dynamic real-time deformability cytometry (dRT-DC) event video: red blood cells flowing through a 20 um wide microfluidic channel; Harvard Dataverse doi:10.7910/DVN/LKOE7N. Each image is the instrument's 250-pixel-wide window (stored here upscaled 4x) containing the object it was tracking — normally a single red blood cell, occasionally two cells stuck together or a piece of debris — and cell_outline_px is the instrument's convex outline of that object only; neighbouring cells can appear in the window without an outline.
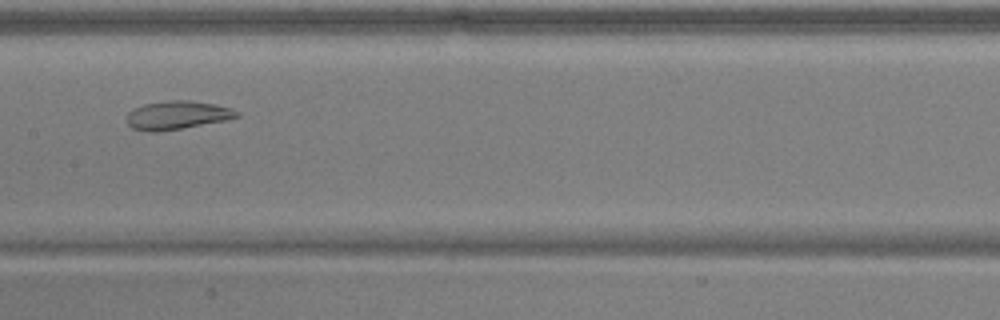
{"species": "common noctule bat (a hibernating species)", "species_latin": "Nyctalus noctula", "temperature_condition": "warm", "stored_images_in_passage": 46, "camera_frame_rate_fps": 3000, "um_per_image_px": 0.085, "animal": {"sex": "male", "body_mass_g": 17.9, "forearm_length_mm": 54.2}, "frame": {"image": 1, "passage_image": 21, "time_ms": 6.667, "image_size_px": [1000, 320], "cell_outline_px": [[240, 116], [228, 120], [156, 132], [148, 132], [132, 128], [128, 124], [128, 112], [132, 108], [144, 104], [168, 100], [188, 100], [216, 104], [232, 108], [240, 112]], "centroid_in_image_um": [15.08, 9.78], "position_along_channel_um": 192.3, "area_um2": 18.32}}
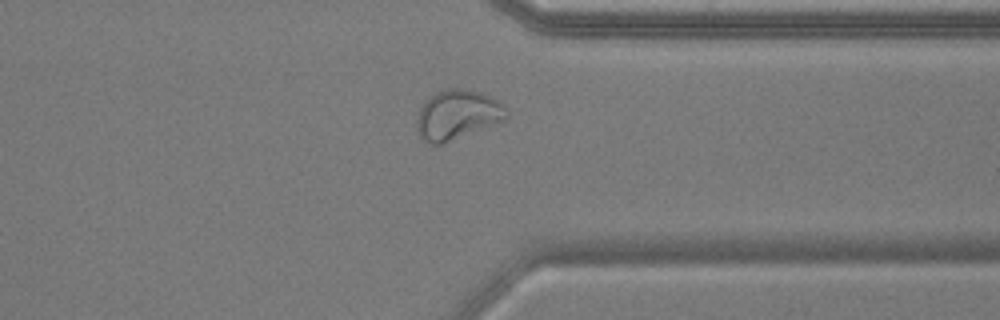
{"frame": {"image": 2, "passage_image": 35, "time_ms": 11.333, "image_size_px": [1000, 320], "cell_outline_px": [[508, 116], [504, 120], [440, 144], [432, 144], [424, 140], [420, 136], [416, 128], [416, 120], [420, 108], [424, 100], [428, 96], [436, 92], [448, 88], [464, 88], [480, 92], [496, 100], [508, 112]], "centroid_in_image_um": [38.82, 9.73], "position_along_channel_um": 372.6, "area_um2": 25.55}}
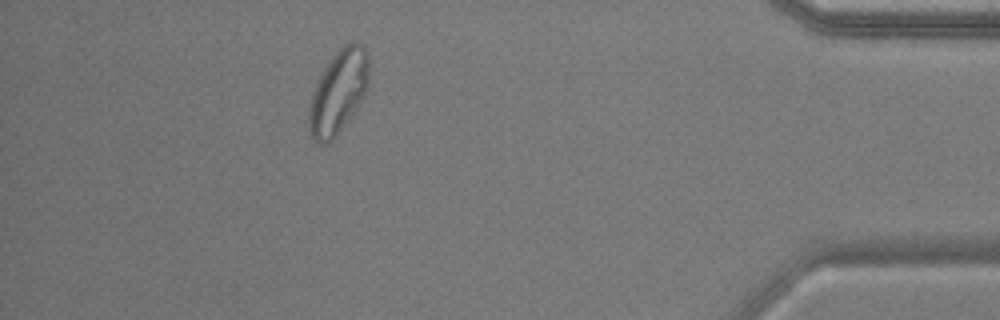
{"frame": {"image": 3, "passage_image": 41, "time_ms": 13.333, "image_size_px": [1000, 320], "cell_outline_px": [[368, 88], [364, 96], [352, 116], [336, 136], [332, 140], [324, 144], [320, 144], [312, 140], [308, 128], [308, 112], [312, 92], [328, 60], [348, 40], [352, 40], [360, 44], [368, 52]], "centroid_in_image_um": [28.75, 7.82], "position_along_channel_um": 406.4, "area_um2": 29.54}, "authors_computed_cell_mechanics": {"area_um2": 23.7558, "velocity_mm_per_s": 3.8983, "shape_relaxation_time_tau1_ms": null, "shape_relaxation_time_tau2_ms": 1.7339, "deformation_change_tau1": null, "deformation_change_tau2": 0.0799}}